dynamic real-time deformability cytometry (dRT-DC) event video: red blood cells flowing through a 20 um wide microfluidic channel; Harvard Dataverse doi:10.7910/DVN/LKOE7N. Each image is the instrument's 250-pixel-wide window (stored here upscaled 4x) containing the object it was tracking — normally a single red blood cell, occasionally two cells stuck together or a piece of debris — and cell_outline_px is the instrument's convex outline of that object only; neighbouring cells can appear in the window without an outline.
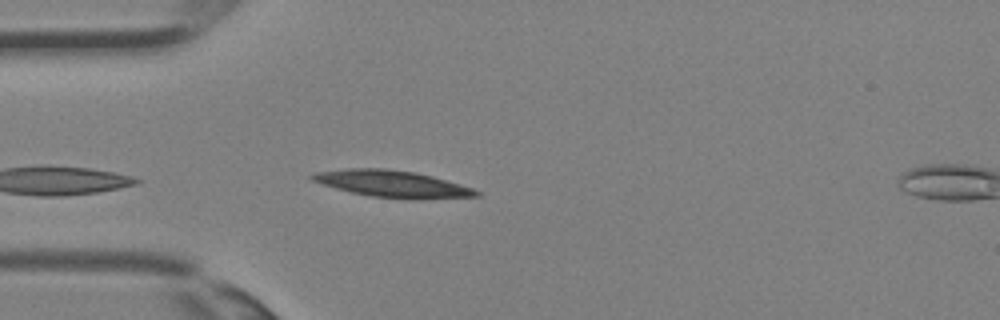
{"species": "Egyptian fruit bat (a non-hibernating species)", "species_latin": "Rousettus aegyptiacus", "temperature_condition": "room temperature", "stored_images_in_passage": 3, "camera_frame_rate_fps": 3000, "um_per_image_px": 0.085, "animal": {"sex": "female"}, "frame": {"image": 1, "passage_image": 2, "time_ms": 0.333, "image_size_px": [1000, 320], "cell_outline_px": [[480, 196], [372, 196], [352, 192], [336, 188], [312, 180], [308, 176], [316, 172], [348, 168], [384, 168], [416, 172], [432, 176], [460, 184], [472, 188], [480, 192]], "centroid_in_image_um": [33.22, 15.55], "position_along_channel_um": 51.8, "area_um2": 23.99}}